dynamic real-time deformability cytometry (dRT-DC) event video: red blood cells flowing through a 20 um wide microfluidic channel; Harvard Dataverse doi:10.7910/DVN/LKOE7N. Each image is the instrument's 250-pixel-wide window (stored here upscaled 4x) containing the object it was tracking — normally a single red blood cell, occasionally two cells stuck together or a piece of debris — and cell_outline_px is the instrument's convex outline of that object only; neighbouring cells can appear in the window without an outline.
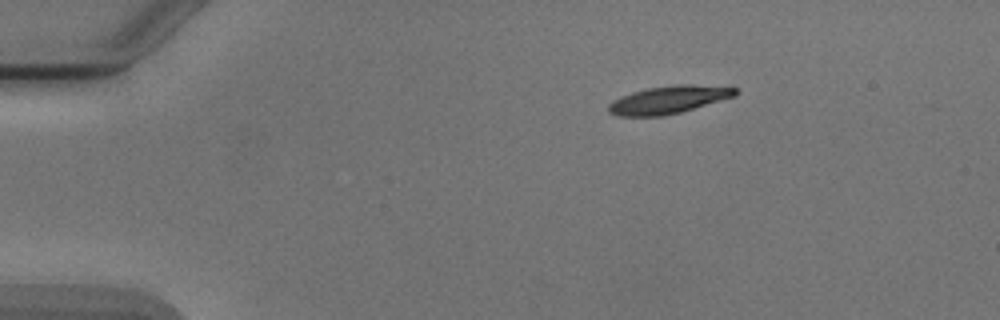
{"species": "Egyptian fruit bat (a non-hibernating species)", "species_latin": "Rousettus aegyptiacus", "temperature_condition": "cold", "stored_images_in_passage": 4, "camera_frame_rate_fps": 3000, "um_per_image_px": 0.085, "animal": {"sex": "male"}, "frame": {"image": 1, "passage_image": 1, "time_ms": 0.0, "image_size_px": [1000, 320], "cell_outline_px": [[736, 96], [680, 112], [664, 116], [616, 116], [608, 112], [608, 104], [612, 100], [620, 96], [632, 92], [648, 88], [676, 84], [688, 84], [736, 88]], "centroid_in_image_um": [56.77, 8.48], "position_along_channel_um": 28.2, "area_um2": 20.4}}